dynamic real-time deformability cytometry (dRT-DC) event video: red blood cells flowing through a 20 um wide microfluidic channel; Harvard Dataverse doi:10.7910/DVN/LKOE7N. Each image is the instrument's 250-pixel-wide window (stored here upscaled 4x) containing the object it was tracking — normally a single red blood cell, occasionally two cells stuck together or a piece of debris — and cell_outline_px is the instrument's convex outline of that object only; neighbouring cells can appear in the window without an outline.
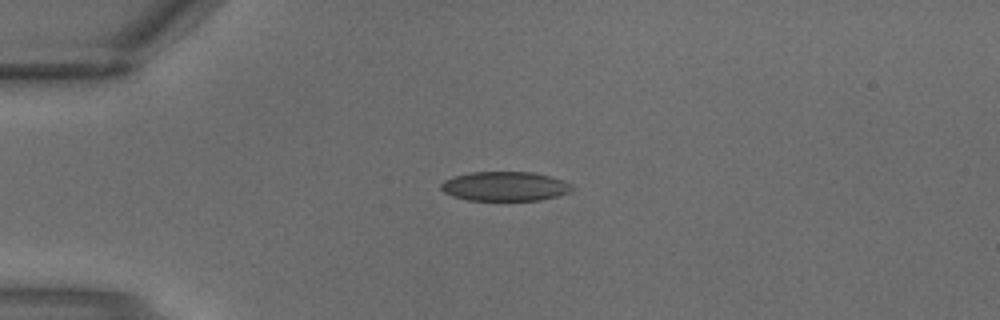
{"species": "common noctule bat (a hibernating species)", "species_latin": "Nyctalus noctula", "temperature_condition": "warm", "stored_images_in_passage": 2, "camera_frame_rate_fps": 3000, "um_per_image_px": 0.085, "animal": {"sex": "male", "body_mass_g": 18.8}, "frame": {"image": 1, "passage_image": 2, "time_ms": 0.333, "image_size_px": [1000, 320], "cell_outline_px": [[576, 188], [572, 192], [540, 200], [468, 200], [452, 196], [444, 192], [440, 188], [440, 184], [444, 180], [452, 176], [472, 172], [532, 172], [564, 180], [572, 184]], "centroid_in_image_um": [42.93, 15.83], "position_along_channel_um": 42.1, "area_um2": 22.6}}